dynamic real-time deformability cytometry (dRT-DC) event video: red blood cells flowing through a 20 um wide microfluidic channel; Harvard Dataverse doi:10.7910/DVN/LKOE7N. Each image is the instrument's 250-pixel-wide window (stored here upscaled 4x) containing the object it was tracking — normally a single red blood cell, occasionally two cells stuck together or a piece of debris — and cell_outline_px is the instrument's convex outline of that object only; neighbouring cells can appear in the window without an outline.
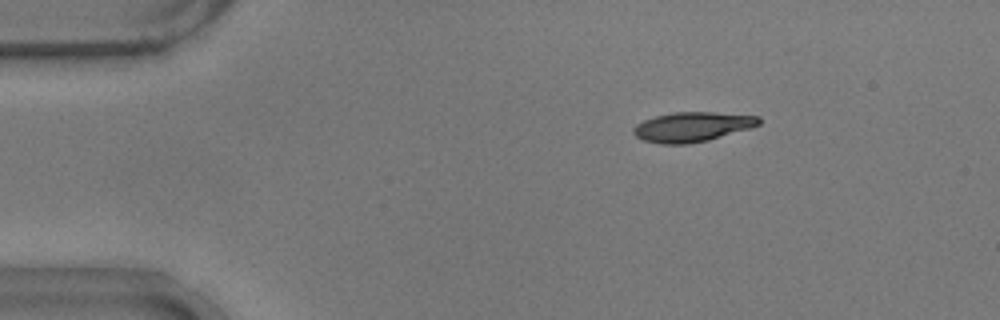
{"species": "common noctule bat (a hibernating species)", "species_latin": "Nyctalus noctula", "temperature_condition": "warm", "stored_images_in_passage": 26, "camera_frame_rate_fps": 3000, "um_per_image_px": 0.085, "animal": {"sex": "male", "body_mass_g": 17.9}, "frame": {"image": 1, "passage_image": 1, "time_ms": 0.0, "image_size_px": [1000, 320], "cell_outline_px": [[760, 124], [748, 128], [708, 140], [688, 144], [660, 144], [644, 140], [636, 136], [632, 132], [632, 128], [636, 124], [644, 120], [656, 116], [672, 112], [712, 112], [760, 116]], "centroid_in_image_um": [58.8, 10.78], "position_along_channel_um": 26.2, "area_um2": 21.56}}
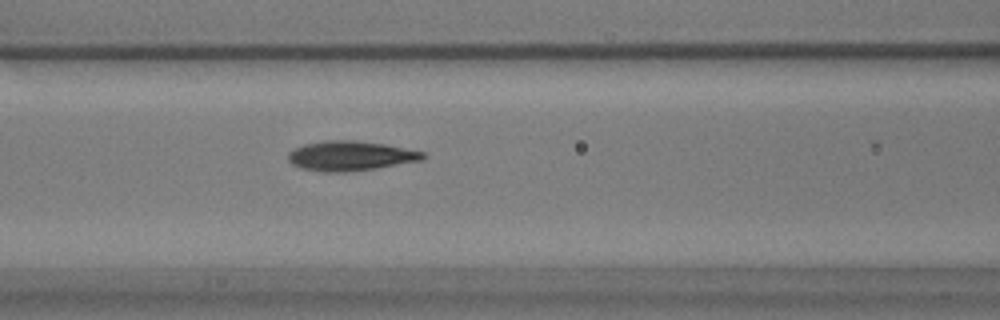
{"frame": {"image": 2, "passage_image": 15, "time_ms": 4.667, "image_size_px": [1000, 320], "cell_outline_px": [[428, 156], [424, 160], [376, 168], [344, 172], [324, 172], [300, 168], [292, 164], [288, 160], [288, 152], [304, 144], [324, 140], [352, 140], [384, 144], [424, 152]], "centroid_in_image_um": [29.79, 13.25], "position_along_channel_um": 136.8, "area_um2": 23.35}}
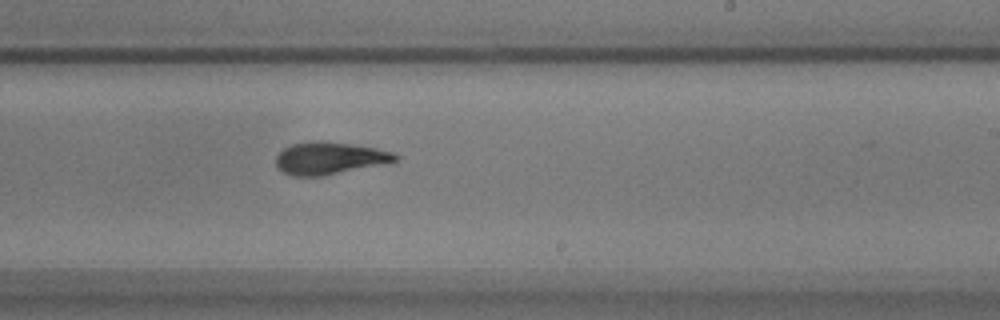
{"frame": {"image": 3, "passage_image": 25, "time_ms": 8.0, "image_size_px": [1000, 320], "cell_outline_px": [[400, 160], [320, 176], [292, 176], [284, 172], [276, 164], [276, 156], [284, 148], [292, 144], [312, 140], [324, 140], [352, 144], [376, 148], [392, 152], [400, 156]], "centroid_in_image_um": [28.0, 13.42], "position_along_channel_um": 261.0, "area_um2": 22.31}}